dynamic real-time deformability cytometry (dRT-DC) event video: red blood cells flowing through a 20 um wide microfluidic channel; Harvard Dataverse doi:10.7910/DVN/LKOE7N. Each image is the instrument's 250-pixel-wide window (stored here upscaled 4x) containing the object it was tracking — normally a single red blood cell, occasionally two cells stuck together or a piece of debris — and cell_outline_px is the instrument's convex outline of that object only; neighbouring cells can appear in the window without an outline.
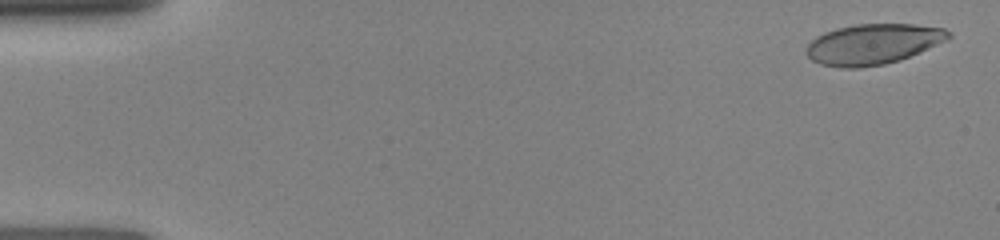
{"species": "human", "species_latin": "Homo sapiens", "temperature_condition": "room temperature", "stored_images_in_passage": 38, "camera_frame_rate_fps": 3000, "um_per_image_px": 0.085, "donor": {"sex": "female"}, "frame": {"image": 1, "passage_image": 1, "time_ms": 0.0, "image_size_px": [1000, 240], "cell_outline_px": [[952, 36], [948, 40], [900, 60], [884, 64], [860, 68], [840, 68], [820, 64], [812, 60], [804, 52], [804, 48], [816, 36], [824, 32], [836, 28], [856, 24], [912, 24], [944, 28], [952, 32]], "centroid_in_image_um": [74.19, 3.75], "position_along_channel_um": 10.8, "area_um2": 33.81}}
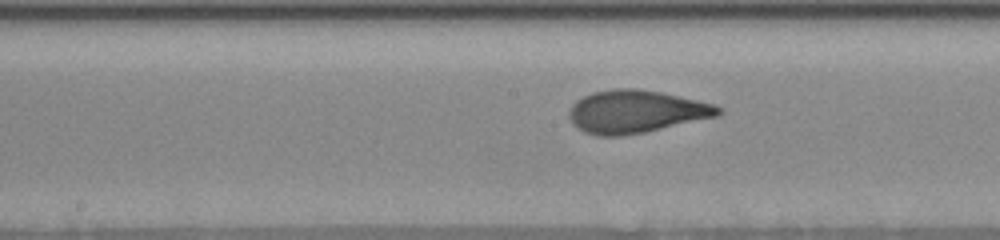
{"frame": {"image": 2, "passage_image": 20, "time_ms": 7.667, "image_size_px": [1000, 240], "cell_outline_px": [[724, 112], [720, 116], [644, 132], [620, 136], [596, 136], [584, 132], [576, 128], [568, 116], [568, 112], [572, 104], [576, 100], [592, 92], [612, 88], [636, 88], [660, 92], [716, 104], [724, 108]], "centroid_in_image_um": [54.07, 9.48], "position_along_channel_um": 194.1, "area_um2": 37.57}}
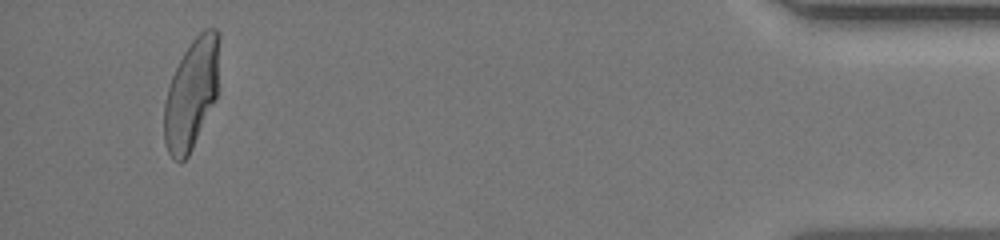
{"frame": {"image": 3, "passage_image": 36, "time_ms": 14.667, "image_size_px": [1000, 240], "cell_outline_px": [[220, 32], [216, 100], [188, 156], [180, 164], [172, 160], [168, 152], [164, 140], [164, 104], [168, 88], [172, 76], [184, 52], [192, 40], [204, 28], [216, 28]], "centroid_in_image_um": [16.28, 7.99], "position_along_channel_um": 418.9, "area_um2": 35.55}}